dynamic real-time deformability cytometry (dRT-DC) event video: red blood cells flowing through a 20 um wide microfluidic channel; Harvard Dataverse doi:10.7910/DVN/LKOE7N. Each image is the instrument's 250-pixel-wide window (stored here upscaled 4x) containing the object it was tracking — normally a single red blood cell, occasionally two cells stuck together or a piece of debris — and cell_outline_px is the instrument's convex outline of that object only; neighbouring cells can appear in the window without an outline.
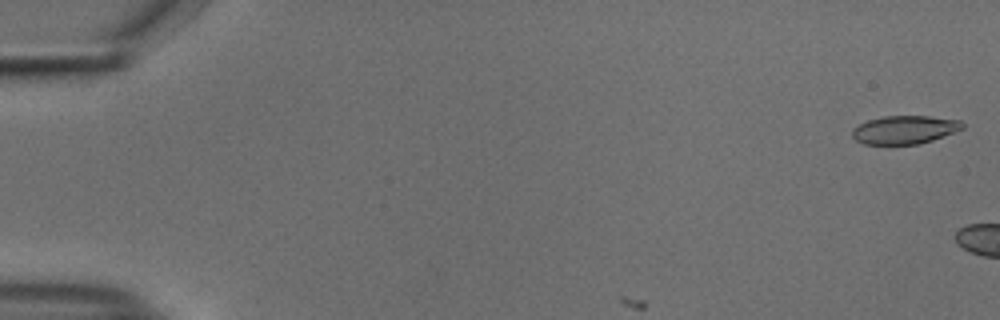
{"species": "common noctule bat (a hibernating species)", "species_latin": "Nyctalus noctula", "temperature_condition": "cold", "stored_images_in_passage": 9, "camera_frame_rate_fps": 3000, "um_per_image_px": 0.085, "animal": {"sex": "male", "body_mass_g": 18.8}, "frame": {"image": 1, "passage_image": 1, "time_ms": 0.0, "image_size_px": [1000, 320], "cell_outline_px": [[964, 128], [932, 140], [920, 144], [864, 144], [856, 140], [852, 136], [852, 128], [868, 120], [884, 116], [928, 116], [960, 120], [964, 124]], "centroid_in_image_um": [76.88, 11.02], "position_along_channel_um": 8.1, "area_um2": 18.09}}